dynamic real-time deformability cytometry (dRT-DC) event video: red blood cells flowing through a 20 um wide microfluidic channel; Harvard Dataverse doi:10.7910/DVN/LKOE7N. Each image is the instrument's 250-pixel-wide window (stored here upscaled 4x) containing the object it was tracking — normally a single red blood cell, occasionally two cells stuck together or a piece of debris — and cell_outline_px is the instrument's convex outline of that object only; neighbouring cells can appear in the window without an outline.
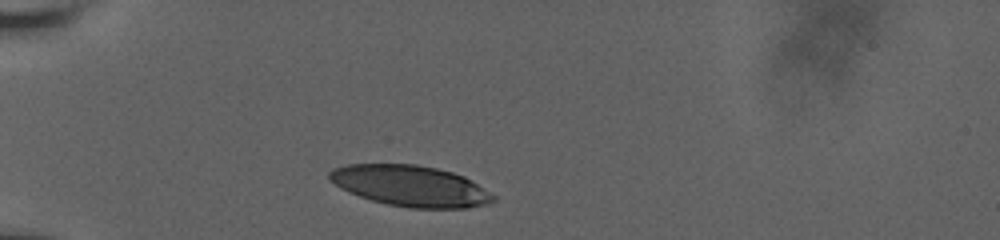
{"species": "human", "species_latin": "Homo sapiens", "temperature_condition": "room temperature", "stored_images_in_passage": 12, "camera_frame_rate_fps": 3000, "um_per_image_px": 0.085, "donor": {"sex": "male"}, "frame": {"image": 1, "passage_image": 1, "time_ms": 0.0, "image_size_px": [1000, 240], "cell_outline_px": [[496, 200], [488, 204], [468, 208], [408, 208], [388, 204], [372, 200], [348, 192], [340, 188], [328, 180], [328, 172], [332, 168], [348, 164], [416, 164], [436, 168], [452, 172], [464, 176], [472, 180], [496, 196]], "centroid_in_image_um": [34.89, 15.8], "position_along_channel_um": 50.1, "area_um2": 39.36}}
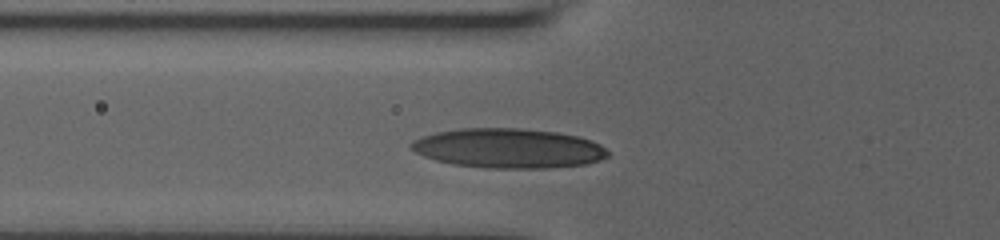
{"frame": {"image": 2, "passage_image": 7, "time_ms": 1.667, "image_size_px": [1000, 240], "cell_outline_px": [[608, 156], [600, 160], [588, 164], [548, 168], [488, 168], [452, 164], [436, 160], [424, 156], [416, 152], [408, 144], [412, 140], [436, 132], [464, 128], [516, 128], [556, 132], [576, 136], [592, 140], [600, 144], [608, 152]], "centroid_in_image_um": [43.22, 12.61], "position_along_channel_um": 82.6, "area_um2": 45.32}}
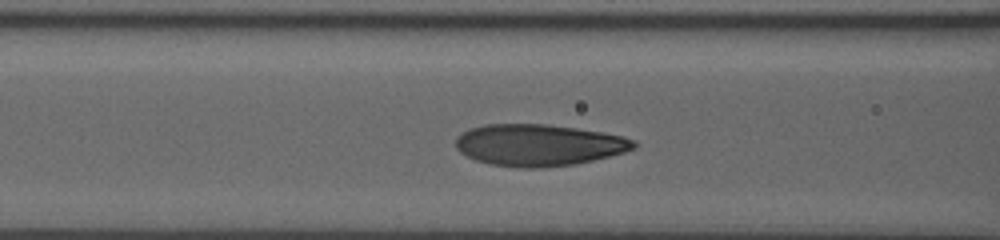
{"frame": {"image": 3, "passage_image": 11, "time_ms": 2.667, "image_size_px": [1000, 240], "cell_outline_px": [[636, 148], [624, 152], [576, 164], [544, 168], [520, 168], [488, 164], [476, 160], [460, 152], [456, 148], [456, 136], [472, 128], [484, 124], [548, 124], [576, 128], [600, 132], [620, 136], [636, 140]], "centroid_in_image_um": [45.77, 12.34], "position_along_channel_um": 120.8, "area_um2": 43.23}}